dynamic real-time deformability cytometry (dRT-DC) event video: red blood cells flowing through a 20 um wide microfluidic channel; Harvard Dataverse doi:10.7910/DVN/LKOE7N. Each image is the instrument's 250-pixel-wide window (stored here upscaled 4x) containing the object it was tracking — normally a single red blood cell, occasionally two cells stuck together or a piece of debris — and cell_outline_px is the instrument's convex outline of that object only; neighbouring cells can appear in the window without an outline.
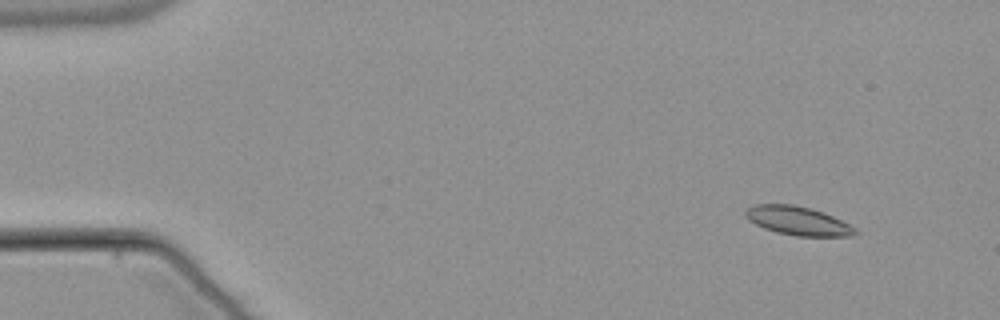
{"species": "common noctule bat (a hibernating species)", "species_latin": "Nyctalus noctula", "temperature_condition": "warm", "stored_images_in_passage": 53, "camera_frame_rate_fps": 3000, "um_per_image_px": 0.085, "animal": {"sex": "male", "body_mass_g": 21.5, "forearm_length_mm": 52.0}, "frame": {"image": 1, "passage_image": 4, "time_ms": 1.0, "image_size_px": [1000, 320], "cell_outline_px": [[860, 232], [852, 236], [796, 236], [776, 232], [764, 228], [748, 220], [744, 216], [744, 212], [748, 208], [756, 204], [792, 204], [808, 208], [832, 216], [856, 228]], "centroid_in_image_um": [67.8, 18.78], "position_along_channel_um": 17.2, "area_um2": 18.21}}
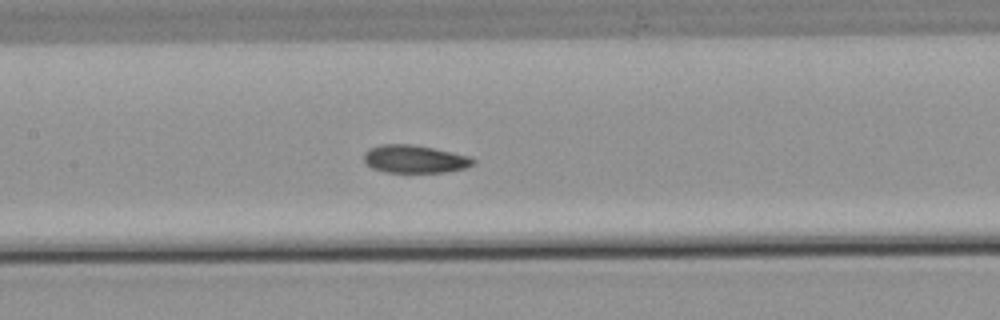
{"frame": {"image": 2, "passage_image": 25, "time_ms": 8.0, "image_size_px": [1000, 320], "cell_outline_px": [[476, 160], [472, 164], [464, 168], [444, 172], [384, 172], [372, 168], [364, 160], [364, 152], [368, 148], [380, 144], [408, 144], [432, 148], [468, 156]], "centroid_in_image_um": [35.19, 13.52], "position_along_channel_um": 172.2, "area_um2": 17.51}}
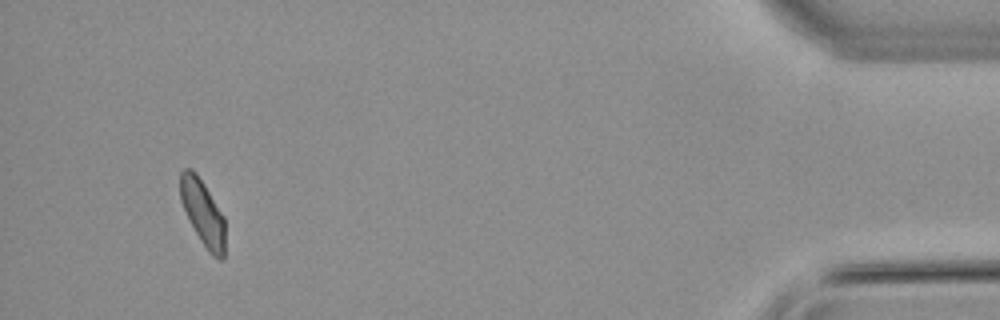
{"frame": {"image": 3, "passage_image": 50, "time_ms": 16.333, "image_size_px": [1000, 320], "cell_outline_px": [[224, 260], [220, 260], [212, 256], [208, 252], [200, 240], [180, 200], [180, 172], [184, 168], [192, 168], [196, 172], [204, 184], [224, 216]], "centroid_in_image_um": [17.24, 18.07], "position_along_channel_um": 418.0, "area_um2": 17.05}, "authors_computed_cell_mechanics": {"area_um2": 17.9758, "velocity_mm_per_s": 3.8198, "shape_relaxation_time_tau1_ms": 7.8786, "shape_relaxation_time_tau2_ms": 3.2336, "deformation_change_tau1": 0.1565, "deformation_change_tau2": 0.0815}}